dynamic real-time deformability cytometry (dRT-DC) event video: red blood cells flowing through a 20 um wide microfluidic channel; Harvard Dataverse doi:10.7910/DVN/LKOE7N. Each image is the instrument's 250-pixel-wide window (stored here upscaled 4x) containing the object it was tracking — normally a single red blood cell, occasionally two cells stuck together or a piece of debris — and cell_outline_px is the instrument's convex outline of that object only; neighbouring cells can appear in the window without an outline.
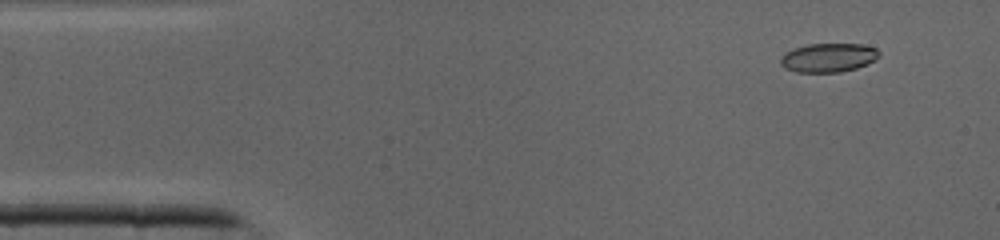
{"species": "common noctule bat (a hibernating species)", "species_latin": "Nyctalus noctula", "temperature_condition": "cold", "stored_images_in_passage": 42, "camera_frame_rate_fps": 3000, "um_per_image_px": 0.085, "animal": {"sex": "male", "body_mass_g": 19.0, "forearm_length_mm": 50.8}, "frame": {"image": 1, "passage_image": 4, "time_ms": 1.0, "image_size_px": [1000, 240], "cell_outline_px": [[880, 56], [876, 60], [868, 64], [856, 68], [840, 72], [796, 72], [784, 68], [780, 64], [780, 56], [784, 52], [808, 44], [864, 44], [876, 48], [880, 52]], "centroid_in_image_um": [70.42, 4.9], "position_along_channel_um": 14.6, "area_um2": 16.82}}
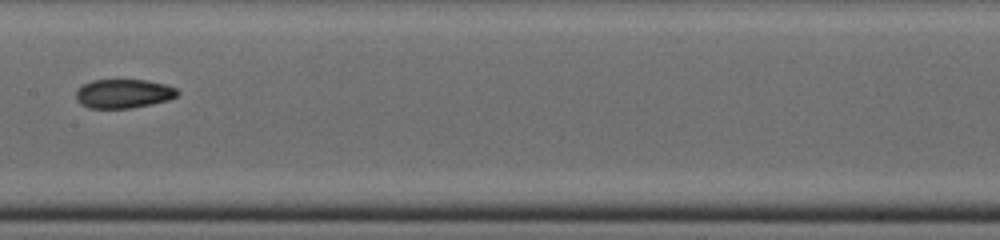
{"frame": {"image": 2, "passage_image": 21, "time_ms": 6.667, "image_size_px": [1000, 240], "cell_outline_px": [[180, 92], [176, 96], [168, 100], [132, 108], [88, 108], [80, 104], [76, 100], [76, 92], [84, 84], [92, 80], [144, 80], [164, 84], [176, 88]], "centroid_in_image_um": [10.49, 7.96], "position_along_channel_um": 196.9, "area_um2": 17.05}}
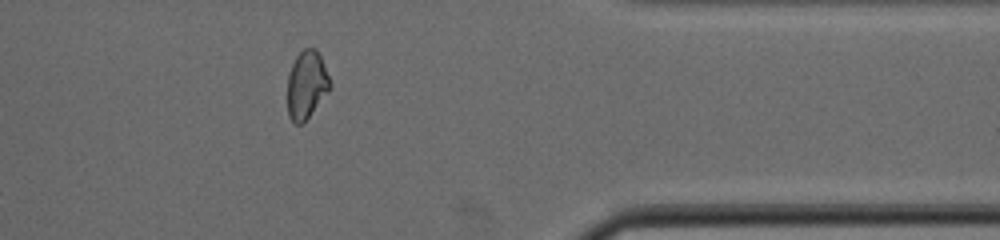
{"frame": {"image": 3, "passage_image": 34, "time_ms": 11.0, "image_size_px": [1000, 240], "cell_outline_px": [[332, 88], [308, 116], [300, 124], [296, 124], [288, 116], [288, 72], [296, 56], [304, 48], [316, 48], [320, 56], [332, 84]], "centroid_in_image_um": [26.06, 7.18], "position_along_channel_um": 385.3, "area_um2": 16.7}}